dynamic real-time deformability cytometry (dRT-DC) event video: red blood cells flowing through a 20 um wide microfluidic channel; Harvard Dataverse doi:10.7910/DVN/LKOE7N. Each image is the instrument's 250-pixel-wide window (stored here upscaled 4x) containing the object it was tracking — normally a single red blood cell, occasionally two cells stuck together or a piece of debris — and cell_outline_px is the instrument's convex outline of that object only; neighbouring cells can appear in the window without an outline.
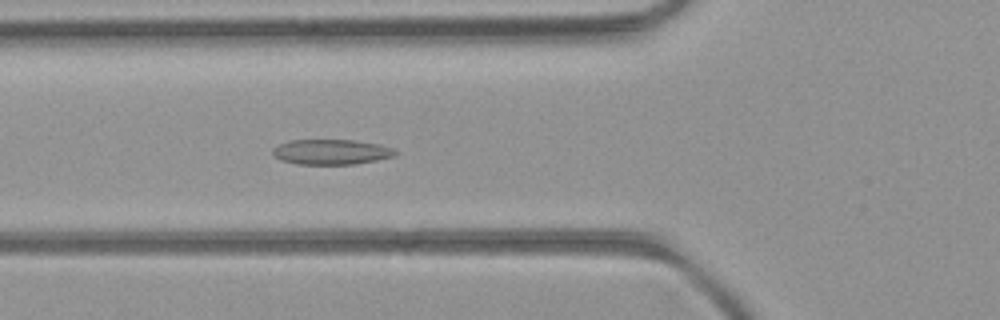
{"species": "common noctule bat (a hibernating species)", "species_latin": "Nyctalus noctula", "temperature_condition": "room temperature", "stored_images_in_passage": 45, "camera_frame_rate_fps": 3000, "um_per_image_px": 0.085, "animal": {"sex": "female", "body_mass_g": 21.9}, "frame": {"image": 1, "passage_image": 13, "time_ms": 4.0, "image_size_px": [1000, 320], "cell_outline_px": [[400, 152], [396, 156], [356, 164], [296, 164], [280, 160], [272, 156], [272, 148], [288, 140], [352, 140], [380, 144], [392, 148]], "centroid_in_image_um": [28.15, 12.91], "position_along_channel_um": 97.6, "area_um2": 18.21}}
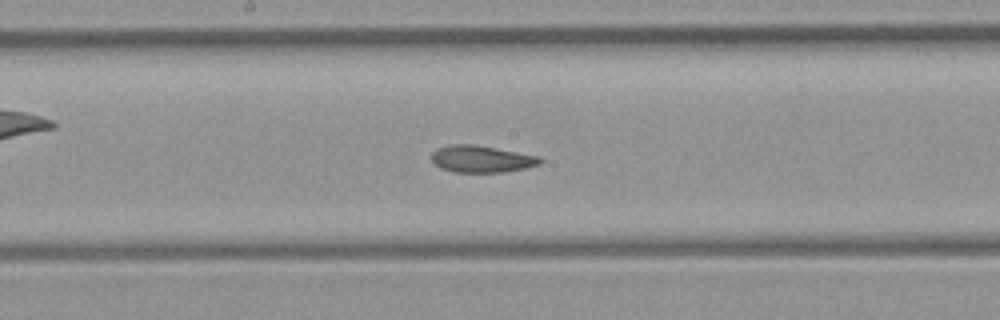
{"frame": {"image": 2, "passage_image": 21, "time_ms": 6.667, "image_size_px": [1000, 320], "cell_outline_px": [[544, 160], [540, 164], [524, 168], [504, 172], [452, 172], [440, 168], [432, 164], [432, 152], [436, 148], [448, 144], [472, 144], [540, 156]], "centroid_in_image_um": [40.89, 13.51], "position_along_channel_um": 207.3, "area_um2": 17.17}}
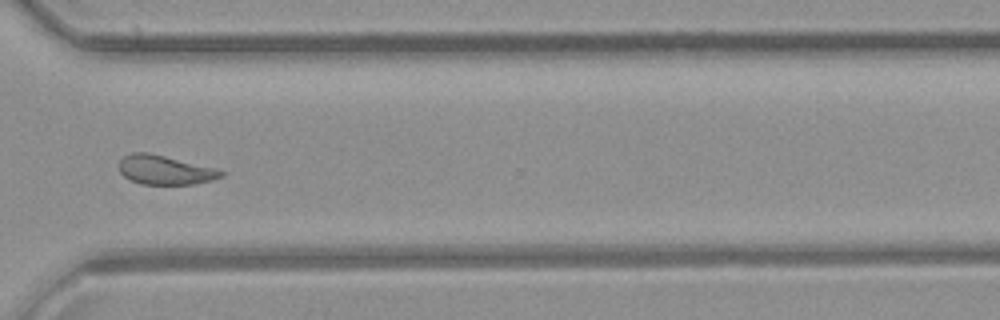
{"frame": {"image": 3, "passage_image": 32, "time_ms": 10.333, "image_size_px": [1000, 320], "cell_outline_px": [[224, 176], [212, 180], [192, 184], [140, 184], [124, 176], [120, 172], [120, 160], [124, 156], [132, 152], [148, 152], [212, 168], [224, 172]], "centroid_in_image_um": [13.98, 14.45], "position_along_channel_um": 356.6, "area_um2": 16.94}, "authors_computed_cell_mechanics": {"area_um2": 18.1492, "velocity_mm_per_s": 4.0807, "shape_relaxation_time_tau1_ms": 7.2584, "shape_relaxation_time_tau2_ms": 1.8884, "deformation_change_tau1": 0.153, "deformation_change_tau2": 0.0763}}